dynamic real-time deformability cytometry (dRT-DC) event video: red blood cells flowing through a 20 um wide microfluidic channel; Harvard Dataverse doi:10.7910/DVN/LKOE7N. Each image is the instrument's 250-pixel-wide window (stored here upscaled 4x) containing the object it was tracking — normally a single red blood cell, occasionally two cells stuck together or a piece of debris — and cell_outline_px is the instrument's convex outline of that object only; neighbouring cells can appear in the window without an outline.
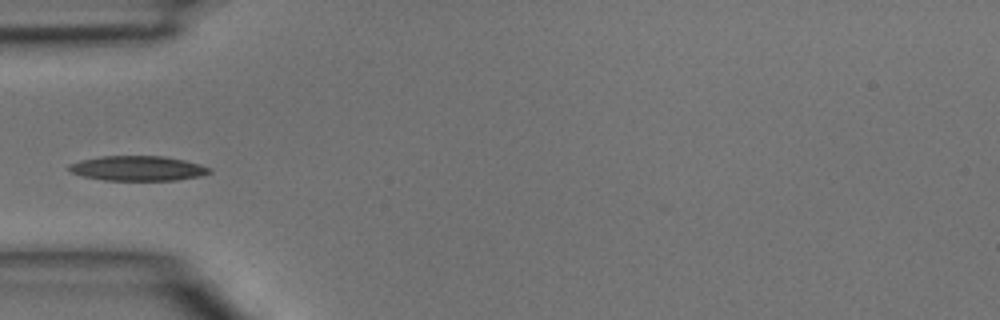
{"species": "common noctule bat (a hibernating species)", "species_latin": "Nyctalus noctula", "temperature_condition": "room temperature", "stored_images_in_passage": 3, "camera_frame_rate_fps": 3000, "um_per_image_px": 0.085, "animal": {"sex": "male", "body_mass_g": 15.6}, "frame": {"image": 1, "passage_image": 3, "time_ms": 0.667, "image_size_px": [1000, 320], "cell_outline_px": [[212, 172], [200, 176], [176, 180], [104, 180], [84, 176], [72, 172], [68, 168], [68, 164], [80, 160], [100, 156], [164, 156], [184, 160], [200, 164], [212, 168]], "centroid_in_image_um": [11.73, 14.3], "position_along_channel_um": 73.3, "area_um2": 20.35}}